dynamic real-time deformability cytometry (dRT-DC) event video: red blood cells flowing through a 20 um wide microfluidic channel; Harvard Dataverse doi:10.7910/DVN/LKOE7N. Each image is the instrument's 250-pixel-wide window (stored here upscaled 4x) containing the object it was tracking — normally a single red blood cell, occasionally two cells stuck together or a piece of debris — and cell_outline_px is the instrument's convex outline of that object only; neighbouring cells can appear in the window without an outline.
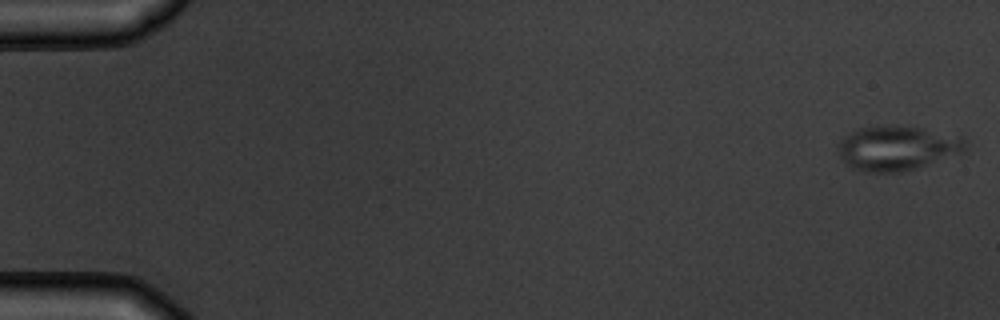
{"species": "common noctule bat (a hibernating species)", "species_latin": "Nyctalus noctula", "temperature_condition": "warm", "stored_images_in_passage": 8, "camera_frame_rate_fps": 3000, "um_per_image_px": 0.085, "animal": {"sex": "male", "body_mass_g": 19.5, "forearm_length_mm": 54.6}, "frame": {"image": 1, "passage_image": 1, "time_ms": 0.0, "image_size_px": [1000, 320], "cell_outline_px": [[964, 152], [916, 168], [900, 172], [864, 172], [852, 168], [840, 156], [836, 148], [836, 144], [844, 136], [860, 128], [892, 124], [920, 128], [960, 136], [964, 140]], "centroid_in_image_um": [76.2, 12.58], "position_along_channel_um": 8.8, "area_um2": 32.95}}